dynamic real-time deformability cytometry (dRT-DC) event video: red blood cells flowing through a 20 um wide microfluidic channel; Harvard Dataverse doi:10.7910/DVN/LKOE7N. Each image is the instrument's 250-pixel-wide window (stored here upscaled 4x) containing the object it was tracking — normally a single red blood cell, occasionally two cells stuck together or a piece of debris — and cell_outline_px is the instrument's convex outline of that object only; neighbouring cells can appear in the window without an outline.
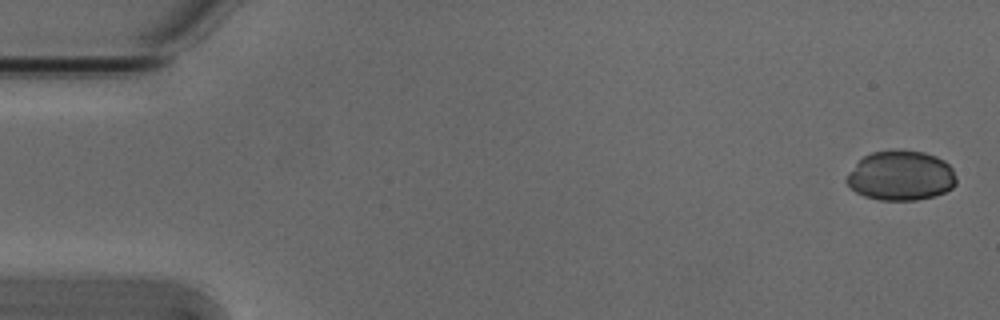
{"species": "Egyptian fruit bat (a non-hibernating species)", "species_latin": "Rousettus aegyptiacus", "temperature_condition": "cold", "stored_images_in_passage": 5, "camera_frame_rate_fps": 3000, "um_per_image_px": 0.085, "animal": {"sex": "male"}, "frame": {"image": 1, "passage_image": 1, "time_ms": 0.0, "image_size_px": [1000, 320], "cell_outline_px": [[956, 184], [952, 188], [944, 192], [932, 196], [916, 200], [880, 200], [864, 196], [856, 192], [844, 180], [856, 164], [864, 156], [872, 152], [924, 152], [936, 156], [944, 160], [952, 168], [956, 176]], "centroid_in_image_um": [76.59, 14.96], "position_along_channel_um": 8.4, "area_um2": 31.21}}